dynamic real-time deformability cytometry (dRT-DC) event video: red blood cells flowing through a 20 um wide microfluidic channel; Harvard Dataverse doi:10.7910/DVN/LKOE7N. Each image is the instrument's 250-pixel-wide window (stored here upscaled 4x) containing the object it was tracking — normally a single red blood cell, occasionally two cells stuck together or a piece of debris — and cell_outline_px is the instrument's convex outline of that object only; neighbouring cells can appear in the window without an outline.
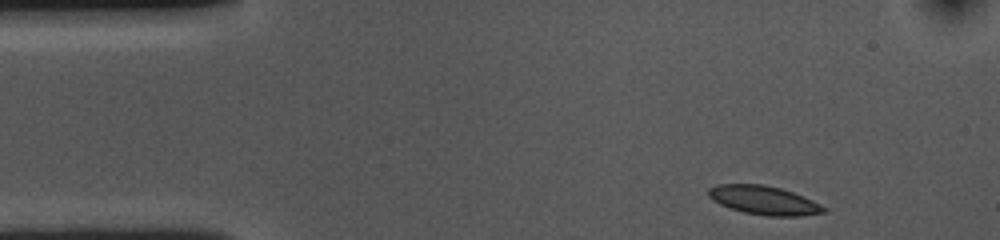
{"species": "common noctule bat (a hibernating species)", "species_latin": "Nyctalus noctula", "temperature_condition": "cold", "stored_images_in_passage": 48, "camera_frame_rate_fps": 3000, "um_per_image_px": 0.085, "animal": {"sex": "female", "body_mass_g": 10.0, "forearm_length_mm": 53.1}, "frame": {"image": 1, "passage_image": 1, "time_ms": 0.0, "image_size_px": [1000, 240], "cell_outline_px": [[828, 212], [800, 216], [768, 216], [744, 212], [728, 208], [712, 200], [708, 196], [708, 188], [716, 184], [764, 184], [780, 188], [792, 192], [812, 200], [828, 208]], "centroid_in_image_um": [64.93, 17.02], "position_along_channel_um": 20.1, "area_um2": 19.48}}
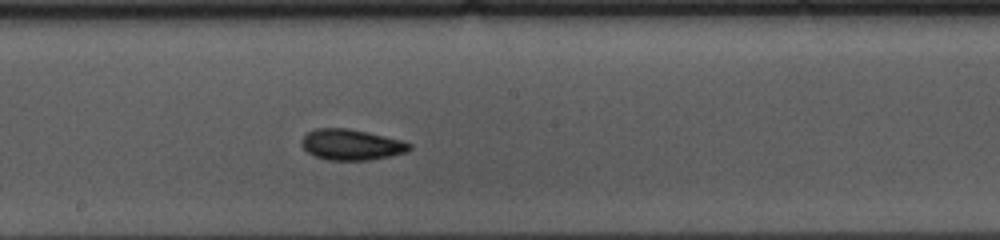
{"frame": {"image": 2, "passage_image": 23, "time_ms": 7.333, "image_size_px": [1000, 240], "cell_outline_px": [[412, 148], [408, 152], [368, 160], [328, 160], [316, 156], [308, 152], [300, 144], [300, 140], [308, 132], [316, 128], [348, 128], [368, 132], [404, 140], [412, 144]], "centroid_in_image_um": [29.89, 12.29], "position_along_channel_um": 218.3, "area_um2": 19.48}}
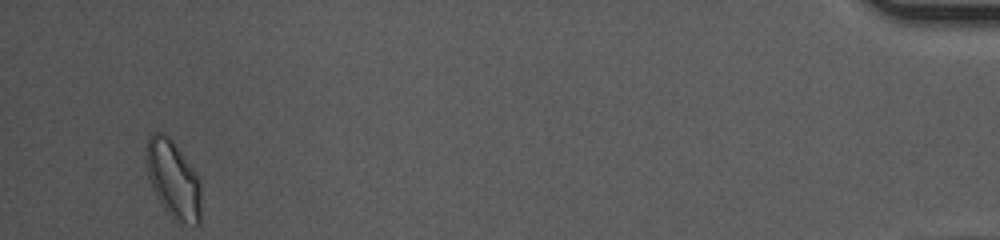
{"frame": {"image": 3, "passage_image": 47, "time_ms": 15.333, "image_size_px": [1000, 240], "cell_outline_px": [[200, 224], [176, 224], [172, 220], [156, 196], [152, 188], [148, 176], [144, 156], [144, 152], [148, 136], [152, 132], [164, 132], [172, 140], [200, 176]], "centroid_in_image_um": [14.71, 15.24], "position_along_channel_um": 420.5, "area_um2": 25.61}, "authors_computed_cell_mechanics": {"area_um2": 18.9873, "velocity_mm_per_s": 3.5858, "shape_relaxation_time_tau1_ms": 2.6139, "shape_relaxation_time_tau2_ms": 2.124, "deformation_change_tau1": 0.0975, "deformation_change_tau2": 0.0752}}